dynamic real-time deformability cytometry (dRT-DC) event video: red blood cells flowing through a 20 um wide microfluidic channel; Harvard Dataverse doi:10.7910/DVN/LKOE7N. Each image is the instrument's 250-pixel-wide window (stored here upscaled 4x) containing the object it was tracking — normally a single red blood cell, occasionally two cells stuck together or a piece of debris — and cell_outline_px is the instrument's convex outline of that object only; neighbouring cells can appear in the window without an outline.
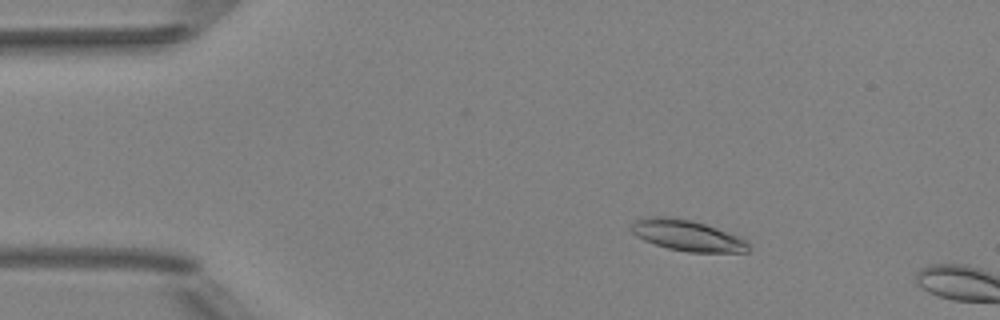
{"species": "Egyptian fruit bat (a non-hibernating species)", "species_latin": "Rousettus aegyptiacus", "temperature_condition": "room temperature", "stored_images_in_passage": 8, "camera_frame_rate_fps": 3000, "um_per_image_px": 0.085, "animal": {"sex": "female"}, "frame": {"image": 1, "passage_image": 5, "time_ms": 1.333, "image_size_px": [1000, 320], "cell_outline_px": [[752, 248], [748, 252], [688, 252], [668, 248], [644, 240], [636, 236], [632, 232], [632, 224], [636, 220], [648, 216], [668, 216], [692, 220], [740, 236], [748, 240]], "centroid_in_image_um": [58.47, 20.02], "position_along_channel_um": 26.5, "area_um2": 21.21}}